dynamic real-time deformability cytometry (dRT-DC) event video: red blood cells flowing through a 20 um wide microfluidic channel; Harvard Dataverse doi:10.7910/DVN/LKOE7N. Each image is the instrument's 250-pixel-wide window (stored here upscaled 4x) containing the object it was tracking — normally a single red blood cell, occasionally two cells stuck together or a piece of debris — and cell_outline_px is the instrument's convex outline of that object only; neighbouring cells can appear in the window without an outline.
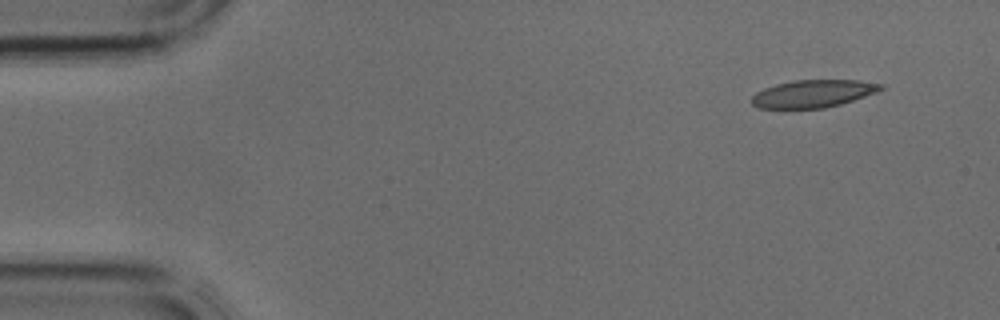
{"species": "common noctule bat (a hibernating species)", "species_latin": "Nyctalus noctula", "temperature_condition": "cold", "stored_images_in_passage": 2, "camera_frame_rate_fps": 3000, "um_per_image_px": 0.085, "animal": {"sex": "male", "body_mass_g": 17.9, "forearm_length_mm": 54.2}, "frame": {"image": 1, "passage_image": 1, "time_ms": 0.0, "image_size_px": [1000, 320], "cell_outline_px": [[884, 88], [876, 92], [840, 104], [824, 108], [760, 108], [752, 104], [752, 96], [756, 92], [764, 88], [776, 84], [796, 80], [860, 80], [884, 84]], "centroid_in_image_um": [69.12, 7.95], "position_along_channel_um": 15.9, "area_um2": 20.58}}